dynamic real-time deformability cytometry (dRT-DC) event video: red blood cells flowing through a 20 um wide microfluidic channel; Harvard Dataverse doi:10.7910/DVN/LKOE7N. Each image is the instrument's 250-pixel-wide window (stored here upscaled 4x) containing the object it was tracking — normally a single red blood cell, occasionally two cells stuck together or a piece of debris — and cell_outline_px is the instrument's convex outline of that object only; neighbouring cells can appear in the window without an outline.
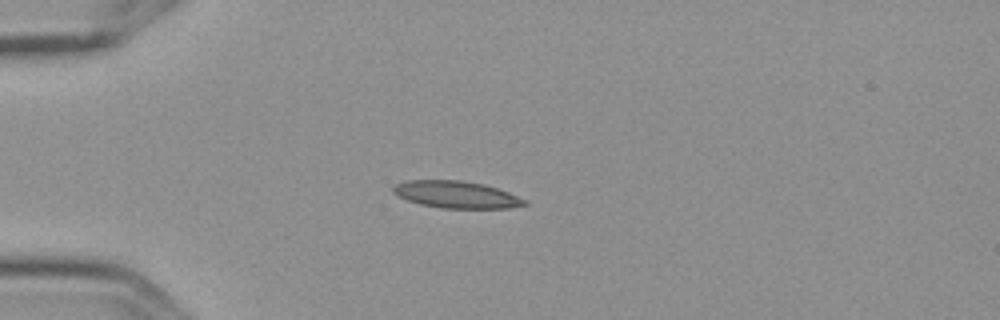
{"species": "Egyptian fruit bat (a non-hibernating species)", "species_latin": "Rousettus aegyptiacus", "temperature_condition": "cold", "stored_images_in_passage": 15, "camera_frame_rate_fps": 3000, "um_per_image_px": 0.085, "frame": {"image": 1, "passage_image": 4, "time_ms": 1.0, "image_size_px": [1000, 320], "cell_outline_px": [[528, 204], [508, 208], [440, 208], [420, 204], [408, 200], [392, 192], [392, 188], [396, 184], [408, 180], [460, 180], [484, 184], [508, 192], [528, 200]], "centroid_in_image_um": [38.8, 16.54], "position_along_channel_um": 46.2, "area_um2": 20.63}}
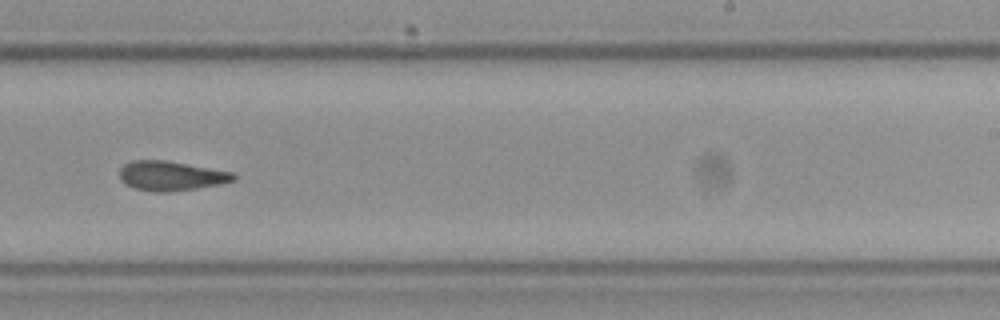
{"frame": {"image": 2, "passage_image": 10, "time_ms": 3.0, "image_size_px": [1000, 320], "cell_outline_px": [[236, 180], [220, 184], [172, 192], [156, 192], [136, 188], [120, 180], [120, 168], [124, 164], [132, 160], [164, 160], [232, 172], [236, 176]], "centroid_in_image_um": [14.53, 14.95], "position_along_channel_um": 274.5, "area_um2": 19.42}}
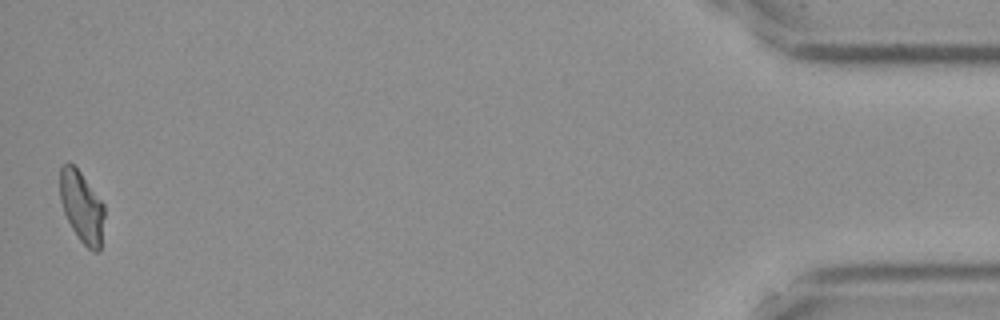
{"frame": {"image": 3, "passage_image": 15, "time_ms": 4.667, "image_size_px": [1000, 320], "cell_outline_px": [[104, 216], [100, 252], [92, 252], [80, 240], [72, 228], [64, 212], [60, 200], [60, 168], [68, 160], [80, 172], [104, 204]], "centroid_in_image_um": [6.95, 17.59], "position_along_channel_um": 428.2, "area_um2": 18.38}}